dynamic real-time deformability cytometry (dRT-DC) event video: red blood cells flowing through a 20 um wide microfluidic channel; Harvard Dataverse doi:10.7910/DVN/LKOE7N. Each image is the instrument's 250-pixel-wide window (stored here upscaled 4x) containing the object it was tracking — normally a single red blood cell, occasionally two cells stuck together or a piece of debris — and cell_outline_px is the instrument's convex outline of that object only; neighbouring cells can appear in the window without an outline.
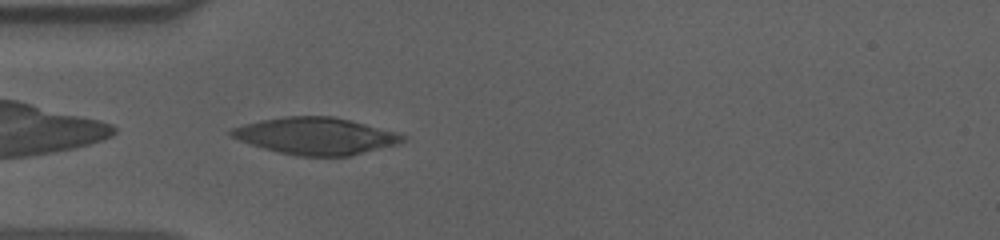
{"species": "human", "species_latin": "Homo sapiens", "temperature_condition": "cold", "stored_images_in_passage": 40, "camera_frame_rate_fps": 3000, "um_per_image_px": 0.085, "donor": {"sex": "male"}, "frame": {"image": 1, "passage_image": 1, "time_ms": 0.0, "image_size_px": [1000, 240], "cell_outline_px": [[404, 140], [396, 144], [348, 156], [296, 156], [264, 148], [240, 140], [232, 136], [228, 132], [232, 128], [244, 124], [260, 120], [284, 116], [332, 116], [352, 120], [396, 132], [404, 136]], "centroid_in_image_um": [26.82, 11.54], "position_along_channel_um": 58.2, "area_um2": 36.47}}
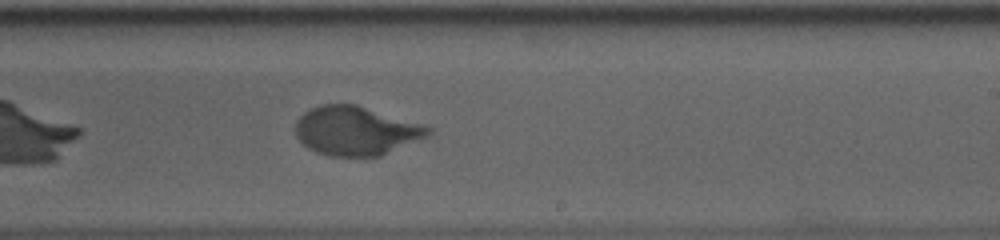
{"frame": {"image": 2, "passage_image": 18, "time_ms": 5.667, "image_size_px": [1000, 240], "cell_outline_px": [[432, 132], [428, 136], [380, 156], [328, 156], [316, 152], [308, 148], [296, 136], [296, 120], [308, 108], [320, 104], [356, 104], [424, 124], [432, 128]], "centroid_in_image_um": [30.25, 11.11], "position_along_channel_um": 258.7, "area_um2": 38.03}}
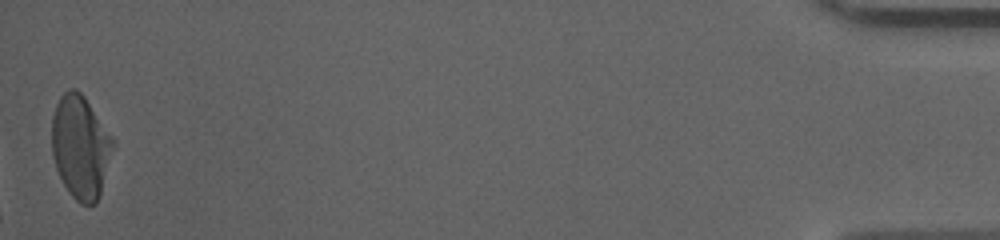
{"frame": {"image": 3, "passage_image": 40, "time_ms": 13.0, "image_size_px": [1000, 240], "cell_outline_px": [[116, 144], [100, 196], [96, 204], [80, 204], [68, 192], [56, 168], [52, 156], [52, 116], [56, 104], [60, 96], [68, 88], [76, 88], [84, 96], [112, 136]], "centroid_in_image_um": [6.86, 12.49], "position_along_channel_um": 428.3, "area_um2": 37.17}, "authors_computed_cell_mechanics": {"area_um2": 38.0035, "velocity_mm_per_s": 3.6071, "shape_relaxation_time_tau1_ms": 3.9743, "shape_relaxation_time_tau2_ms": 0.7446, "deformation_change_tau1": 0.1933, "deformation_change_tau2": 0.0464}}